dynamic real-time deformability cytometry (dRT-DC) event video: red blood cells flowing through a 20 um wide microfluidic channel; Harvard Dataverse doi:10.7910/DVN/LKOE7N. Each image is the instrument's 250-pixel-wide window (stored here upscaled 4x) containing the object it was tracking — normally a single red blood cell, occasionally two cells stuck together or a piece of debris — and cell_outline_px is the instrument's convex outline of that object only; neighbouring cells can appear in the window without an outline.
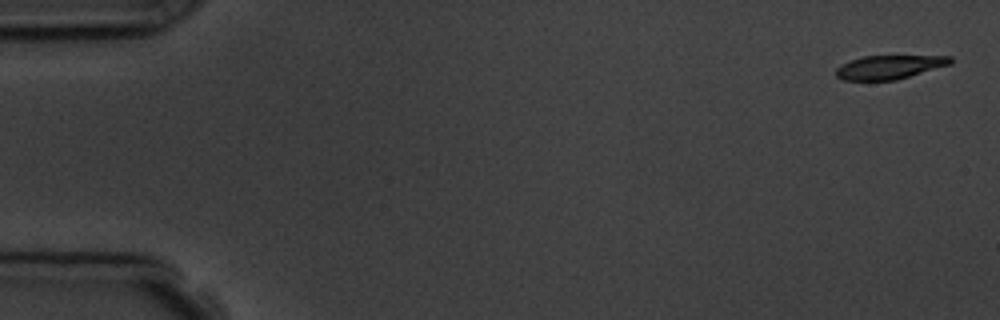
{"species": "common noctule bat (a hibernating species)", "species_latin": "Nyctalus noctula", "temperature_condition": "room temperature", "stored_images_in_passage": 6, "camera_frame_rate_fps": 3000, "um_per_image_px": 0.085, "animal": {"sex": "male", "body_mass_g": 19.5, "forearm_length_mm": 54.6}, "frame": {"image": 1, "passage_image": 1, "time_ms": 0.0, "image_size_px": [1000, 320], "cell_outline_px": [[952, 64], [896, 80], [840, 80], [836, 76], [836, 68], [840, 64], [864, 56], [952, 56]], "centroid_in_image_um": [75.58, 5.71], "position_along_channel_um": 9.4, "area_um2": 15.84}}
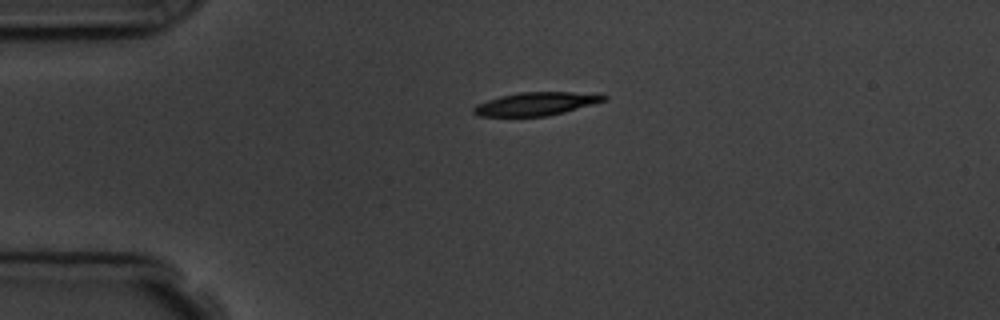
{"frame": {"image": 2, "passage_image": 4, "time_ms": 3.667, "image_size_px": [1000, 320], "cell_outline_px": [[608, 100], [564, 112], [548, 116], [476, 116], [472, 112], [472, 108], [476, 104], [500, 96], [520, 92], [600, 92], [608, 96]], "centroid_in_image_um": [45.63, 8.81], "position_along_channel_um": 39.4, "area_um2": 17.92}}